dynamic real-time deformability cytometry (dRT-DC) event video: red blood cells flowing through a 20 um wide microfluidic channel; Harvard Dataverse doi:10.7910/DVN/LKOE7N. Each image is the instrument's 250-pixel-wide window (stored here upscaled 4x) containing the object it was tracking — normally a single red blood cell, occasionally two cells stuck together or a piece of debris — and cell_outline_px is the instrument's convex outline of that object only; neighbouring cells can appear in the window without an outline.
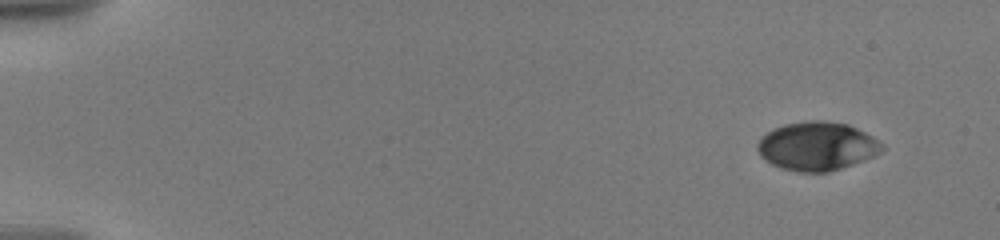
{"species": "human", "species_latin": "Homo sapiens", "temperature_condition": "warm", "stored_images_in_passage": 10, "camera_frame_rate_fps": 3000, "um_per_image_px": 0.085, "donor": {"sex": "male"}, "frame": {"image": 1, "passage_image": 1, "time_ms": 0.0, "image_size_px": [1000, 240], "cell_outline_px": [[884, 148], [880, 152], [864, 160], [828, 172], [800, 172], [784, 168], [772, 164], [760, 156], [756, 148], [756, 144], [760, 136], [772, 128], [784, 124], [804, 120], [824, 120], [848, 124], [872, 136], [884, 144]], "centroid_in_image_um": [69.4, 12.4], "position_along_channel_um": 15.6, "area_um2": 35.43}}
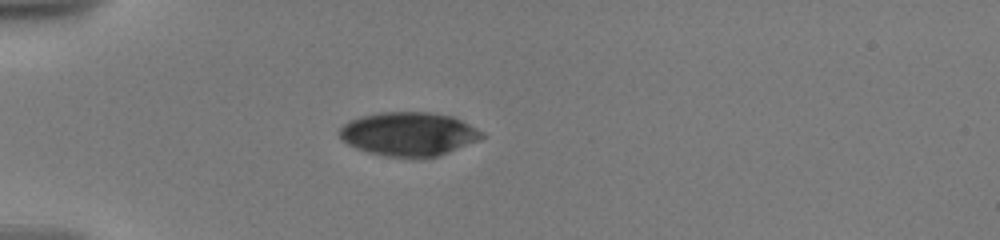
{"frame": {"image": 2, "passage_image": 7, "time_ms": 4.333, "image_size_px": [1000, 240], "cell_outline_px": [[488, 136], [480, 140], [448, 152], [436, 156], [420, 160], [388, 156], [368, 152], [356, 148], [340, 140], [336, 132], [344, 124], [360, 116], [380, 112], [428, 112], [452, 116], [484, 132]], "centroid_in_image_um": [34.74, 11.41], "position_along_channel_um": 50.3, "area_um2": 36.82}}
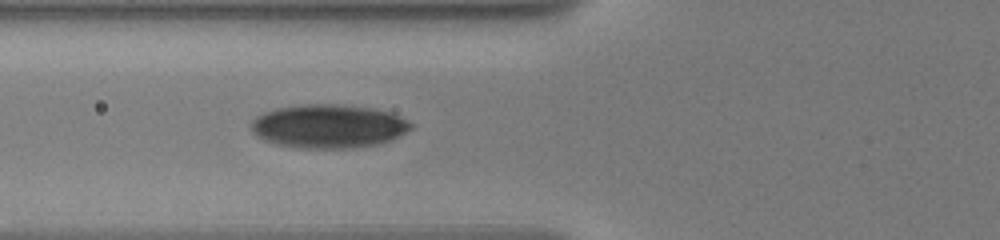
{"frame": {"image": 3, "passage_image": 10, "time_ms": 6.333, "image_size_px": [1000, 240], "cell_outline_px": [[412, 128], [388, 140], [376, 144], [352, 148], [304, 148], [276, 144], [264, 140], [252, 132], [248, 124], [256, 116], [264, 112], [276, 108], [300, 104], [336, 104], [376, 108], [388, 112], [408, 120], [412, 124]], "centroid_in_image_um": [27.86, 10.71], "position_along_channel_um": 97.9, "area_um2": 40.58}}